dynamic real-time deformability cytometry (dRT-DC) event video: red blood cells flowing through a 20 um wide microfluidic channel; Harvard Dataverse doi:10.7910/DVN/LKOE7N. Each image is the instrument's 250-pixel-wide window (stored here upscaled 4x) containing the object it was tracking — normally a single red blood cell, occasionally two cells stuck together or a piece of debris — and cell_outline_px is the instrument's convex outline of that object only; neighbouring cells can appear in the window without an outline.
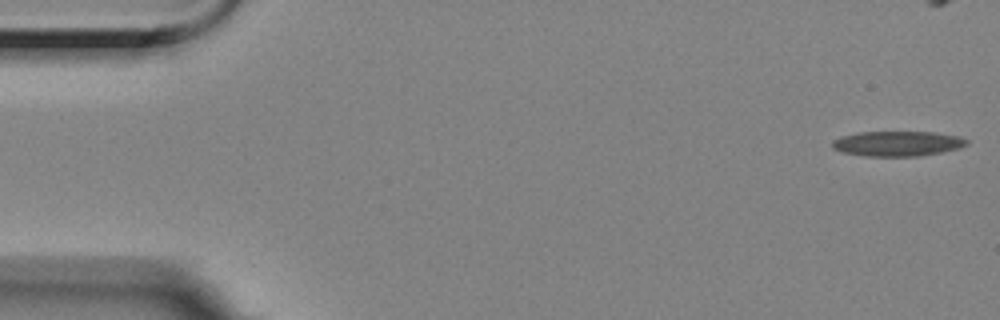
{"species": "Egyptian fruit bat (a non-hibernating species)", "species_latin": "Rousettus aegyptiacus", "temperature_condition": "room temperature", "stored_images_in_passage": 44, "camera_frame_rate_fps": 3000, "um_per_image_px": 0.085, "animal": {"sex": "female"}, "frame": {"image": 1, "passage_image": 1, "time_ms": 0.0, "image_size_px": [1000, 320], "cell_outline_px": [[968, 144], [960, 148], [944, 152], [916, 156], [864, 156], [840, 152], [832, 148], [832, 140], [840, 136], [856, 132], [932, 132], [960, 136], [968, 140]], "centroid_in_image_um": [76.26, 12.2], "position_along_channel_um": 8.7, "area_um2": 19.88}}
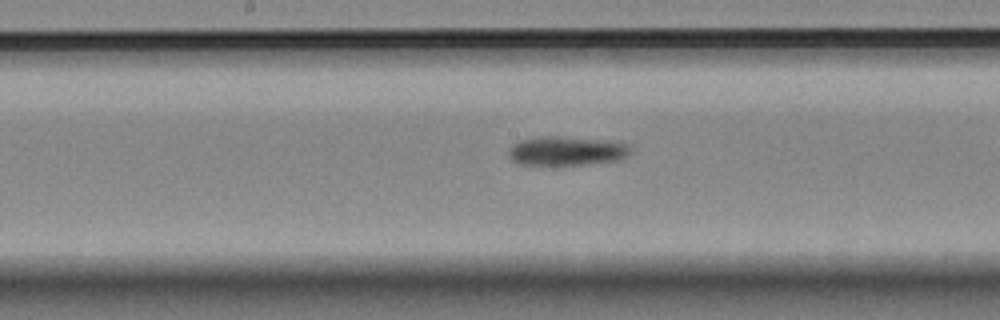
{"frame": {"image": 2, "passage_image": 28, "time_ms": 9.0, "image_size_px": [1000, 320], "cell_outline_px": [[632, 152], [628, 156], [616, 160], [584, 164], [520, 164], [512, 160], [508, 156], [508, 148], [512, 144], [520, 140], [540, 136], [556, 136], [616, 140], [628, 144], [632, 148]], "centroid_in_image_um": [48.19, 12.8], "position_along_channel_um": 200.0, "area_um2": 20.92}}
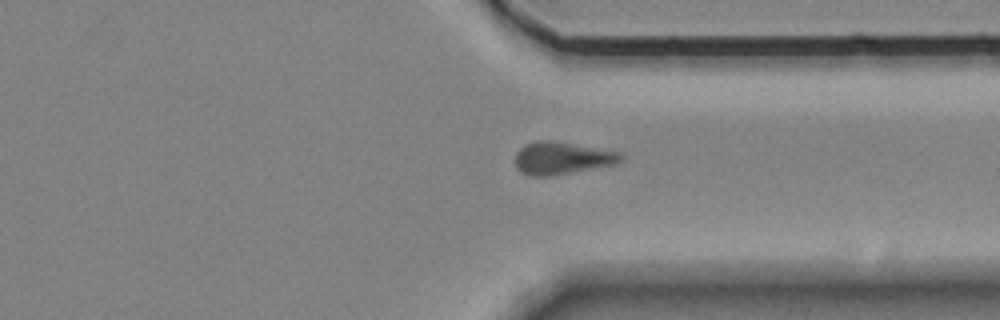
{"frame": {"image": 3, "passage_image": 42, "time_ms": 13.667, "image_size_px": [1000, 320], "cell_outline_px": [[624, 160], [616, 164], [552, 176], [528, 176], [520, 172], [516, 168], [516, 152], [524, 144], [536, 140], [552, 140], [616, 152], [624, 156]], "centroid_in_image_um": [47.72, 13.45], "position_along_channel_um": 363.7, "area_um2": 20.0}}